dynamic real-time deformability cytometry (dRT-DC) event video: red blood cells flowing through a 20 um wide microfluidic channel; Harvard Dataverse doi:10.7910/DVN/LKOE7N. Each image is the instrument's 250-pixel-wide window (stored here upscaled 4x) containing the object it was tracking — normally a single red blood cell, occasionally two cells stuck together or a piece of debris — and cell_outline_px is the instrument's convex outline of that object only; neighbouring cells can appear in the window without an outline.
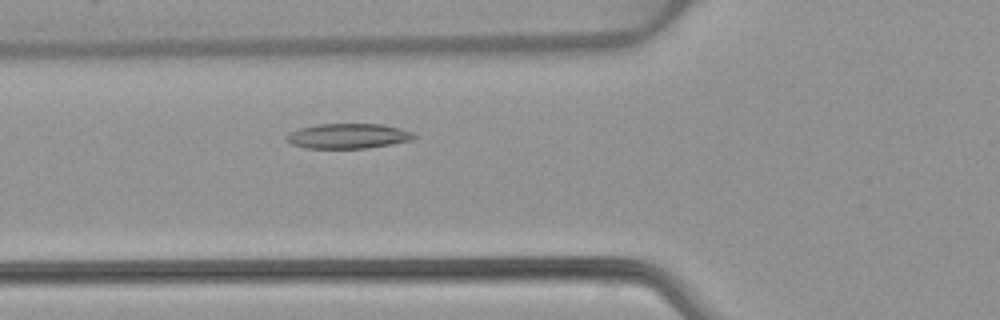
{"species": "common noctule bat (a hibernating species)", "species_latin": "Nyctalus noctula", "temperature_condition": "warm", "stored_images_in_passage": 47, "camera_frame_rate_fps": 3000, "um_per_image_px": 0.085, "animal": {"sex": "female", "body_mass_g": 22.7, "forearm_length_mm": 54.2}, "frame": {"image": 1, "passage_image": 14, "time_ms": 4.333, "image_size_px": [1000, 320], "cell_outline_px": [[416, 136], [412, 140], [392, 144], [368, 148], [304, 148], [292, 144], [284, 140], [284, 136], [288, 132], [300, 128], [320, 124], [384, 124], [400, 128], [412, 132]], "centroid_in_image_um": [29.55, 11.56], "position_along_channel_um": 96.2, "area_um2": 18.73}}
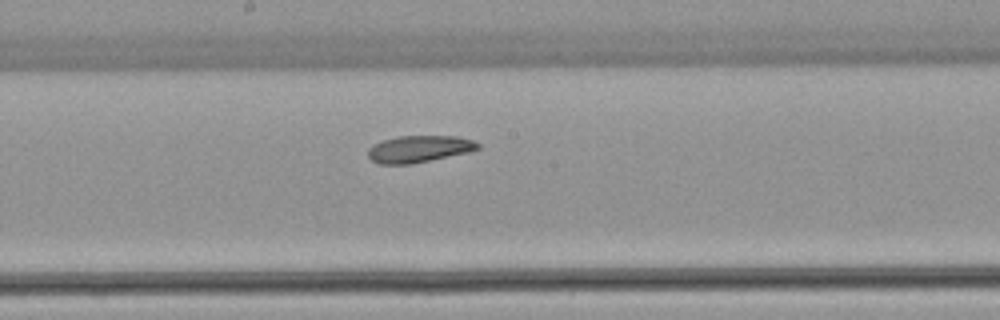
{"frame": {"image": 2, "passage_image": 23, "time_ms": 7.333, "image_size_px": [1000, 320], "cell_outline_px": [[480, 148], [468, 152], [412, 164], [380, 164], [372, 160], [368, 156], [368, 148], [372, 144], [396, 136], [456, 136], [472, 140], [480, 144]], "centroid_in_image_um": [35.6, 12.66], "position_along_channel_um": 212.6, "area_um2": 17.17}}
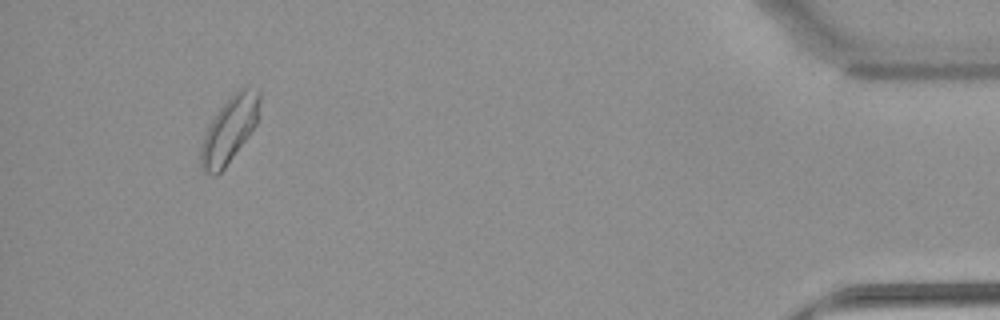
{"frame": {"image": 3, "passage_image": 44, "time_ms": 14.333, "image_size_px": [1000, 320], "cell_outline_px": [[260, 100], [256, 124], [248, 136], [224, 168], [216, 176], [212, 176], [204, 172], [200, 168], [200, 148], [208, 124], [220, 108], [244, 84], [260, 88]], "centroid_in_image_um": [19.5, 11.0], "position_along_channel_um": 415.7, "area_um2": 22.6}}